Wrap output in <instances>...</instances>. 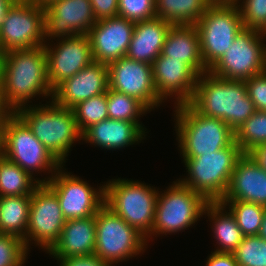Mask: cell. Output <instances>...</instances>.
Returning a JSON list of instances; mask_svg holds the SVG:
<instances>
[{"label":"cell","mask_w":266,"mask_h":266,"mask_svg":"<svg viewBox=\"0 0 266 266\" xmlns=\"http://www.w3.org/2000/svg\"><path fill=\"white\" fill-rule=\"evenodd\" d=\"M0 89L2 102L11 112L28 105L35 96L52 99L44 46L2 54Z\"/></svg>","instance_id":"cell-1"},{"label":"cell","mask_w":266,"mask_h":266,"mask_svg":"<svg viewBox=\"0 0 266 266\" xmlns=\"http://www.w3.org/2000/svg\"><path fill=\"white\" fill-rule=\"evenodd\" d=\"M188 104L200 114L221 119L234 131L256 111L245 81L218 78L209 72L199 75Z\"/></svg>","instance_id":"cell-2"},{"label":"cell","mask_w":266,"mask_h":266,"mask_svg":"<svg viewBox=\"0 0 266 266\" xmlns=\"http://www.w3.org/2000/svg\"><path fill=\"white\" fill-rule=\"evenodd\" d=\"M15 113L47 150L65 166L72 144L82 140L73 110L56 105L51 100L42 105L23 106Z\"/></svg>","instance_id":"cell-3"},{"label":"cell","mask_w":266,"mask_h":266,"mask_svg":"<svg viewBox=\"0 0 266 266\" xmlns=\"http://www.w3.org/2000/svg\"><path fill=\"white\" fill-rule=\"evenodd\" d=\"M174 107L176 140L183 158L213 153L235 141V131L221 119L200 114L188 103Z\"/></svg>","instance_id":"cell-4"},{"label":"cell","mask_w":266,"mask_h":266,"mask_svg":"<svg viewBox=\"0 0 266 266\" xmlns=\"http://www.w3.org/2000/svg\"><path fill=\"white\" fill-rule=\"evenodd\" d=\"M243 154L234 141L216 152L183 158L189 177L178 181L201 194L208 202H220L228 190L236 163Z\"/></svg>","instance_id":"cell-5"},{"label":"cell","mask_w":266,"mask_h":266,"mask_svg":"<svg viewBox=\"0 0 266 266\" xmlns=\"http://www.w3.org/2000/svg\"><path fill=\"white\" fill-rule=\"evenodd\" d=\"M104 188V204L142 234L148 242L155 219L158 189L138 180L119 177L104 183Z\"/></svg>","instance_id":"cell-6"},{"label":"cell","mask_w":266,"mask_h":266,"mask_svg":"<svg viewBox=\"0 0 266 266\" xmlns=\"http://www.w3.org/2000/svg\"><path fill=\"white\" fill-rule=\"evenodd\" d=\"M2 155L32 176L38 171V174L43 171L51 173V176L42 178L41 183H47L63 166L15 112H11L5 120Z\"/></svg>","instance_id":"cell-7"},{"label":"cell","mask_w":266,"mask_h":266,"mask_svg":"<svg viewBox=\"0 0 266 266\" xmlns=\"http://www.w3.org/2000/svg\"><path fill=\"white\" fill-rule=\"evenodd\" d=\"M209 202L199 193L174 181L163 193L159 191L152 235H167L189 229L203 217ZM167 233V234H166Z\"/></svg>","instance_id":"cell-8"},{"label":"cell","mask_w":266,"mask_h":266,"mask_svg":"<svg viewBox=\"0 0 266 266\" xmlns=\"http://www.w3.org/2000/svg\"><path fill=\"white\" fill-rule=\"evenodd\" d=\"M95 222L94 254L111 265L143 254L147 248L146 238L105 204L96 213Z\"/></svg>","instance_id":"cell-9"},{"label":"cell","mask_w":266,"mask_h":266,"mask_svg":"<svg viewBox=\"0 0 266 266\" xmlns=\"http://www.w3.org/2000/svg\"><path fill=\"white\" fill-rule=\"evenodd\" d=\"M194 25L208 70L231 49L235 37L244 29L237 4L210 5Z\"/></svg>","instance_id":"cell-10"},{"label":"cell","mask_w":266,"mask_h":266,"mask_svg":"<svg viewBox=\"0 0 266 266\" xmlns=\"http://www.w3.org/2000/svg\"><path fill=\"white\" fill-rule=\"evenodd\" d=\"M265 39V40H264ZM266 33L244 28L230 50L208 70L218 78L245 81L266 71Z\"/></svg>","instance_id":"cell-11"},{"label":"cell","mask_w":266,"mask_h":266,"mask_svg":"<svg viewBox=\"0 0 266 266\" xmlns=\"http://www.w3.org/2000/svg\"><path fill=\"white\" fill-rule=\"evenodd\" d=\"M44 7L34 1H15L0 25V53L45 44Z\"/></svg>","instance_id":"cell-12"},{"label":"cell","mask_w":266,"mask_h":266,"mask_svg":"<svg viewBox=\"0 0 266 266\" xmlns=\"http://www.w3.org/2000/svg\"><path fill=\"white\" fill-rule=\"evenodd\" d=\"M65 222L57 195L41 183L31 195L25 248L29 251V246L36 244L47 252L58 240Z\"/></svg>","instance_id":"cell-13"},{"label":"cell","mask_w":266,"mask_h":266,"mask_svg":"<svg viewBox=\"0 0 266 266\" xmlns=\"http://www.w3.org/2000/svg\"><path fill=\"white\" fill-rule=\"evenodd\" d=\"M62 167L45 184L57 195L64 218L70 220L96 215L105 203L104 185L91 187Z\"/></svg>","instance_id":"cell-14"},{"label":"cell","mask_w":266,"mask_h":266,"mask_svg":"<svg viewBox=\"0 0 266 266\" xmlns=\"http://www.w3.org/2000/svg\"><path fill=\"white\" fill-rule=\"evenodd\" d=\"M109 88L134 97L150 111L164 103L157 95L152 65L121 57L108 64Z\"/></svg>","instance_id":"cell-15"},{"label":"cell","mask_w":266,"mask_h":266,"mask_svg":"<svg viewBox=\"0 0 266 266\" xmlns=\"http://www.w3.org/2000/svg\"><path fill=\"white\" fill-rule=\"evenodd\" d=\"M44 19L45 42L87 35L97 22L90 0H55L44 7Z\"/></svg>","instance_id":"cell-16"},{"label":"cell","mask_w":266,"mask_h":266,"mask_svg":"<svg viewBox=\"0 0 266 266\" xmlns=\"http://www.w3.org/2000/svg\"><path fill=\"white\" fill-rule=\"evenodd\" d=\"M57 41V44L53 43L54 47L51 42L44 44L48 81L52 90L94 61L87 35H75Z\"/></svg>","instance_id":"cell-17"},{"label":"cell","mask_w":266,"mask_h":266,"mask_svg":"<svg viewBox=\"0 0 266 266\" xmlns=\"http://www.w3.org/2000/svg\"><path fill=\"white\" fill-rule=\"evenodd\" d=\"M152 72L157 95L163 102L174 98L176 106L191 100L199 75L183 60L160 54L152 63Z\"/></svg>","instance_id":"cell-18"},{"label":"cell","mask_w":266,"mask_h":266,"mask_svg":"<svg viewBox=\"0 0 266 266\" xmlns=\"http://www.w3.org/2000/svg\"><path fill=\"white\" fill-rule=\"evenodd\" d=\"M135 22L123 17L101 19L87 33L95 62L109 64L125 57Z\"/></svg>","instance_id":"cell-19"},{"label":"cell","mask_w":266,"mask_h":266,"mask_svg":"<svg viewBox=\"0 0 266 266\" xmlns=\"http://www.w3.org/2000/svg\"><path fill=\"white\" fill-rule=\"evenodd\" d=\"M108 65L93 61L53 90L52 101L72 109L79 102L107 92Z\"/></svg>","instance_id":"cell-20"},{"label":"cell","mask_w":266,"mask_h":266,"mask_svg":"<svg viewBox=\"0 0 266 266\" xmlns=\"http://www.w3.org/2000/svg\"><path fill=\"white\" fill-rule=\"evenodd\" d=\"M221 201H244L266 207V171L247 154L237 161Z\"/></svg>","instance_id":"cell-21"},{"label":"cell","mask_w":266,"mask_h":266,"mask_svg":"<svg viewBox=\"0 0 266 266\" xmlns=\"http://www.w3.org/2000/svg\"><path fill=\"white\" fill-rule=\"evenodd\" d=\"M141 122L105 119L89 127L82 141L107 150H118L141 143L146 138V128Z\"/></svg>","instance_id":"cell-22"},{"label":"cell","mask_w":266,"mask_h":266,"mask_svg":"<svg viewBox=\"0 0 266 266\" xmlns=\"http://www.w3.org/2000/svg\"><path fill=\"white\" fill-rule=\"evenodd\" d=\"M95 215L66 220L58 240L47 251L53 258L89 256L95 253Z\"/></svg>","instance_id":"cell-23"},{"label":"cell","mask_w":266,"mask_h":266,"mask_svg":"<svg viewBox=\"0 0 266 266\" xmlns=\"http://www.w3.org/2000/svg\"><path fill=\"white\" fill-rule=\"evenodd\" d=\"M172 25L160 17L136 22L126 57L152 65L153 61L162 53L164 42Z\"/></svg>","instance_id":"cell-24"},{"label":"cell","mask_w":266,"mask_h":266,"mask_svg":"<svg viewBox=\"0 0 266 266\" xmlns=\"http://www.w3.org/2000/svg\"><path fill=\"white\" fill-rule=\"evenodd\" d=\"M161 55L170 59L183 60L198 75L208 72L201 57L199 35L194 24L172 25Z\"/></svg>","instance_id":"cell-25"},{"label":"cell","mask_w":266,"mask_h":266,"mask_svg":"<svg viewBox=\"0 0 266 266\" xmlns=\"http://www.w3.org/2000/svg\"><path fill=\"white\" fill-rule=\"evenodd\" d=\"M225 209L226 207L220 202H209L203 211V215L207 214L213 223L211 228L217 241V249L214 251L234 253L245 236L237 225L235 217Z\"/></svg>","instance_id":"cell-26"},{"label":"cell","mask_w":266,"mask_h":266,"mask_svg":"<svg viewBox=\"0 0 266 266\" xmlns=\"http://www.w3.org/2000/svg\"><path fill=\"white\" fill-rule=\"evenodd\" d=\"M31 195L0 197V231L26 241Z\"/></svg>","instance_id":"cell-27"},{"label":"cell","mask_w":266,"mask_h":266,"mask_svg":"<svg viewBox=\"0 0 266 266\" xmlns=\"http://www.w3.org/2000/svg\"><path fill=\"white\" fill-rule=\"evenodd\" d=\"M207 0H155L156 17L173 24H195L210 7Z\"/></svg>","instance_id":"cell-28"},{"label":"cell","mask_w":266,"mask_h":266,"mask_svg":"<svg viewBox=\"0 0 266 266\" xmlns=\"http://www.w3.org/2000/svg\"><path fill=\"white\" fill-rule=\"evenodd\" d=\"M40 184L41 179L0 155V197L32 195Z\"/></svg>","instance_id":"cell-29"},{"label":"cell","mask_w":266,"mask_h":266,"mask_svg":"<svg viewBox=\"0 0 266 266\" xmlns=\"http://www.w3.org/2000/svg\"><path fill=\"white\" fill-rule=\"evenodd\" d=\"M106 98L109 119L139 122L141 116L150 112L138 99L117 92L109 87L106 92Z\"/></svg>","instance_id":"cell-30"},{"label":"cell","mask_w":266,"mask_h":266,"mask_svg":"<svg viewBox=\"0 0 266 266\" xmlns=\"http://www.w3.org/2000/svg\"><path fill=\"white\" fill-rule=\"evenodd\" d=\"M235 217L244 236L258 235L266 207L252 202L220 201ZM228 206V207H227Z\"/></svg>","instance_id":"cell-31"},{"label":"cell","mask_w":266,"mask_h":266,"mask_svg":"<svg viewBox=\"0 0 266 266\" xmlns=\"http://www.w3.org/2000/svg\"><path fill=\"white\" fill-rule=\"evenodd\" d=\"M235 141L244 154L266 143V111H255L235 131Z\"/></svg>","instance_id":"cell-32"},{"label":"cell","mask_w":266,"mask_h":266,"mask_svg":"<svg viewBox=\"0 0 266 266\" xmlns=\"http://www.w3.org/2000/svg\"><path fill=\"white\" fill-rule=\"evenodd\" d=\"M72 110L83 134L92 125L108 118L106 92L79 102Z\"/></svg>","instance_id":"cell-33"},{"label":"cell","mask_w":266,"mask_h":266,"mask_svg":"<svg viewBox=\"0 0 266 266\" xmlns=\"http://www.w3.org/2000/svg\"><path fill=\"white\" fill-rule=\"evenodd\" d=\"M233 254L238 266H266V239L245 236Z\"/></svg>","instance_id":"cell-34"},{"label":"cell","mask_w":266,"mask_h":266,"mask_svg":"<svg viewBox=\"0 0 266 266\" xmlns=\"http://www.w3.org/2000/svg\"><path fill=\"white\" fill-rule=\"evenodd\" d=\"M237 5L244 28L266 33V0H239Z\"/></svg>","instance_id":"cell-35"},{"label":"cell","mask_w":266,"mask_h":266,"mask_svg":"<svg viewBox=\"0 0 266 266\" xmlns=\"http://www.w3.org/2000/svg\"><path fill=\"white\" fill-rule=\"evenodd\" d=\"M28 254L21 238L14 235L0 237V266H23Z\"/></svg>","instance_id":"cell-36"},{"label":"cell","mask_w":266,"mask_h":266,"mask_svg":"<svg viewBox=\"0 0 266 266\" xmlns=\"http://www.w3.org/2000/svg\"><path fill=\"white\" fill-rule=\"evenodd\" d=\"M118 16L135 23L154 18L155 0H118Z\"/></svg>","instance_id":"cell-37"},{"label":"cell","mask_w":266,"mask_h":266,"mask_svg":"<svg viewBox=\"0 0 266 266\" xmlns=\"http://www.w3.org/2000/svg\"><path fill=\"white\" fill-rule=\"evenodd\" d=\"M247 93L256 111H266V71L245 80Z\"/></svg>","instance_id":"cell-38"},{"label":"cell","mask_w":266,"mask_h":266,"mask_svg":"<svg viewBox=\"0 0 266 266\" xmlns=\"http://www.w3.org/2000/svg\"><path fill=\"white\" fill-rule=\"evenodd\" d=\"M90 2L97 21L118 16V0H90Z\"/></svg>","instance_id":"cell-39"},{"label":"cell","mask_w":266,"mask_h":266,"mask_svg":"<svg viewBox=\"0 0 266 266\" xmlns=\"http://www.w3.org/2000/svg\"><path fill=\"white\" fill-rule=\"evenodd\" d=\"M55 259L60 262L59 266H113L100 259L95 254L89 256H71Z\"/></svg>","instance_id":"cell-40"},{"label":"cell","mask_w":266,"mask_h":266,"mask_svg":"<svg viewBox=\"0 0 266 266\" xmlns=\"http://www.w3.org/2000/svg\"><path fill=\"white\" fill-rule=\"evenodd\" d=\"M205 266H238L233 253L211 252Z\"/></svg>","instance_id":"cell-41"},{"label":"cell","mask_w":266,"mask_h":266,"mask_svg":"<svg viewBox=\"0 0 266 266\" xmlns=\"http://www.w3.org/2000/svg\"><path fill=\"white\" fill-rule=\"evenodd\" d=\"M247 155L263 170L266 171V143L259 144L251 149Z\"/></svg>","instance_id":"cell-42"},{"label":"cell","mask_w":266,"mask_h":266,"mask_svg":"<svg viewBox=\"0 0 266 266\" xmlns=\"http://www.w3.org/2000/svg\"><path fill=\"white\" fill-rule=\"evenodd\" d=\"M14 2L15 0H0V25L2 24L4 17L8 12V9Z\"/></svg>","instance_id":"cell-43"},{"label":"cell","mask_w":266,"mask_h":266,"mask_svg":"<svg viewBox=\"0 0 266 266\" xmlns=\"http://www.w3.org/2000/svg\"><path fill=\"white\" fill-rule=\"evenodd\" d=\"M10 114H0V155H2V146H3V127L5 120Z\"/></svg>","instance_id":"cell-44"},{"label":"cell","mask_w":266,"mask_h":266,"mask_svg":"<svg viewBox=\"0 0 266 266\" xmlns=\"http://www.w3.org/2000/svg\"><path fill=\"white\" fill-rule=\"evenodd\" d=\"M211 5L237 4L239 0H207Z\"/></svg>","instance_id":"cell-45"},{"label":"cell","mask_w":266,"mask_h":266,"mask_svg":"<svg viewBox=\"0 0 266 266\" xmlns=\"http://www.w3.org/2000/svg\"><path fill=\"white\" fill-rule=\"evenodd\" d=\"M258 236L263 238V239H266V209H265L263 221H262Z\"/></svg>","instance_id":"cell-46"},{"label":"cell","mask_w":266,"mask_h":266,"mask_svg":"<svg viewBox=\"0 0 266 266\" xmlns=\"http://www.w3.org/2000/svg\"><path fill=\"white\" fill-rule=\"evenodd\" d=\"M1 88V87H0ZM11 111L9 109H7L3 102H2V98H1V89H0V114H10Z\"/></svg>","instance_id":"cell-47"},{"label":"cell","mask_w":266,"mask_h":266,"mask_svg":"<svg viewBox=\"0 0 266 266\" xmlns=\"http://www.w3.org/2000/svg\"><path fill=\"white\" fill-rule=\"evenodd\" d=\"M35 3L39 4L42 7H45L46 5H48L49 3L55 1V0H32Z\"/></svg>","instance_id":"cell-48"},{"label":"cell","mask_w":266,"mask_h":266,"mask_svg":"<svg viewBox=\"0 0 266 266\" xmlns=\"http://www.w3.org/2000/svg\"><path fill=\"white\" fill-rule=\"evenodd\" d=\"M1 66H2V53H0V87H1Z\"/></svg>","instance_id":"cell-49"},{"label":"cell","mask_w":266,"mask_h":266,"mask_svg":"<svg viewBox=\"0 0 266 266\" xmlns=\"http://www.w3.org/2000/svg\"><path fill=\"white\" fill-rule=\"evenodd\" d=\"M15 1H32V0H15Z\"/></svg>","instance_id":"cell-50"}]
</instances>
